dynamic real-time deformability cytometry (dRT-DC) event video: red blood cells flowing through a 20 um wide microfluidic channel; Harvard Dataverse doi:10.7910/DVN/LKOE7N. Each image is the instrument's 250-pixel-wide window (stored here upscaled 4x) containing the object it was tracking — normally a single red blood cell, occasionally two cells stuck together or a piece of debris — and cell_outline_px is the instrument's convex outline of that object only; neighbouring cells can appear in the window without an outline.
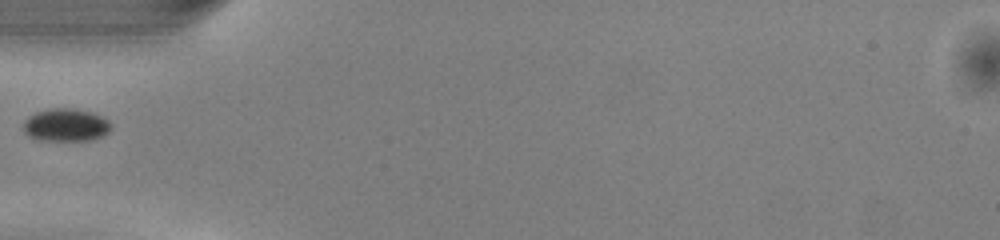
{"species": "common noctule bat (a hibernating species)", "species_latin": "Nyctalus noctula", "temperature_condition": "warm", "stored_images_in_passage": 10, "camera_frame_rate_fps": 3000, "um_per_image_px": 0.085, "animal": {"sex": "male", "body_mass_g": 13.0, "forearm_length_mm": 53.1}, "frame": {"image": 1, "passage_image": 1, "time_ms": 0.0, "image_size_px": [1000, 240], "cell_outline_px": [[112, 124], [108, 132], [100, 136], [88, 140], [36, 140], [28, 136], [24, 132], [24, 120], [28, 116], [36, 112], [48, 108], [68, 108], [92, 112], [108, 120]], "centroid_in_image_um": [5.55, 10.62], "position_along_channel_um": 79.4, "area_um2": 16.7}}
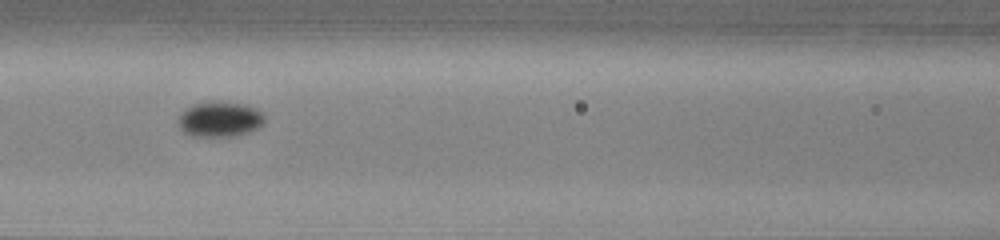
{"frame": {"image": 2, "passage_image": 6, "time_ms": 1.667, "image_size_px": [1000, 240], "cell_outline_px": [[264, 120], [256, 128], [248, 132], [236, 136], [192, 136], [184, 132], [180, 128], [180, 116], [192, 104], [212, 100], [216, 100], [244, 104], [256, 108], [264, 116]], "centroid_in_image_um": [18.69, 10.11], "position_along_channel_um": 147.9, "area_um2": 17.57}}